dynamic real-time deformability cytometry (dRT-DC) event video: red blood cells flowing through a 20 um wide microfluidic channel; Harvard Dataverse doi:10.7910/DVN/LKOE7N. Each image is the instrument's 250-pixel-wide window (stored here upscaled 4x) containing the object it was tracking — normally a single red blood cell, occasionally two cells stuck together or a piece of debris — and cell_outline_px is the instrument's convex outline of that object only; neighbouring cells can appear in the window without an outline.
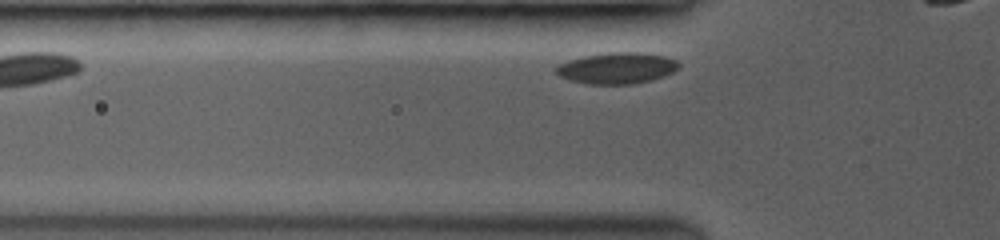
{"species": "common noctule bat (a hibernating species)", "species_latin": "Nyctalus noctula", "temperature_condition": "room temperature", "stored_images_in_passage": 3, "segment_of_instrument_passage": [2, 2], "camera_frame_rate_fps": 3500, "um_per_image_px": 0.085, "animal": {"sex": "female", "body_mass_g": 19.0, "forearm_length_mm": 53.3}, "frame": {"image": 1, "passage_image": 3, "time_ms": 1.714, "image_size_px": [1000, 240], "cell_outline_px": [[680, 68], [664, 76], [652, 80], [632, 84], [588, 84], [568, 80], [560, 76], [556, 72], [556, 68], [560, 64], [568, 60], [584, 56], [608, 52], [640, 52], [664, 56], [676, 60], [680, 64]], "centroid_in_image_um": [52.45, 5.79], "position_along_channel_um": 73.3, "area_um2": 22.37}}